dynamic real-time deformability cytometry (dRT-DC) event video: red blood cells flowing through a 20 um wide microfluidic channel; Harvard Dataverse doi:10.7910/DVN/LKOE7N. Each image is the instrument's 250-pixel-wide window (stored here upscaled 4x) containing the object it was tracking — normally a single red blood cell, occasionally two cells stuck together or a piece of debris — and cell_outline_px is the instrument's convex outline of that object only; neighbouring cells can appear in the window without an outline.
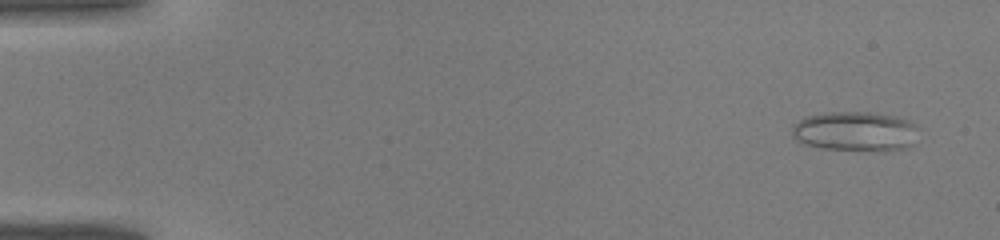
{"species": "common noctule bat (a hibernating species)", "species_latin": "Nyctalus noctula", "temperature_condition": "warm", "stored_images_in_passage": 42, "camera_frame_rate_fps": 3000, "um_per_image_px": 0.085, "animal": {"sex": "male", "body_mass_g": 19.0, "forearm_length_mm": 50.8}, "frame": {"image": 1, "passage_image": 2, "time_ms": 0.333, "image_size_px": [1000, 240], "cell_outline_px": [[912, 124], [908, 144], [904, 148], [824, 148], [808, 144], [792, 136], [792, 128], [800, 120], [808, 116], [828, 112], [868, 112], [892, 116], [904, 120]], "centroid_in_image_um": [72.52, 11.11], "position_along_channel_um": 12.5, "area_um2": 26.82}}
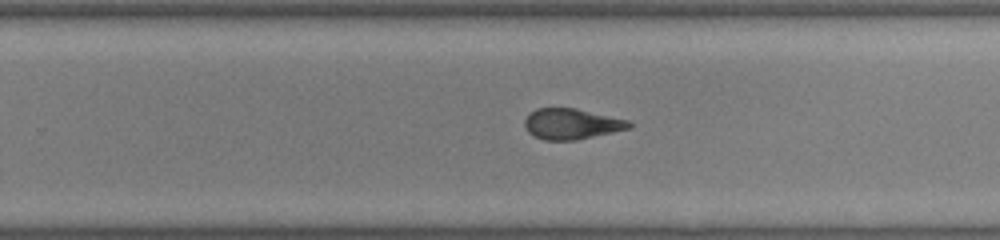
{"frame": {"image": 2, "passage_image": 27, "time_ms": 8.667, "image_size_px": [1000, 240], "cell_outline_px": [[632, 128], [576, 140], [544, 140], [528, 132], [524, 124], [524, 120], [536, 108], [576, 108], [628, 120], [632, 124]], "centroid_in_image_um": [48.6, 10.53], "position_along_channel_um": 281.2, "area_um2": 18.55}}
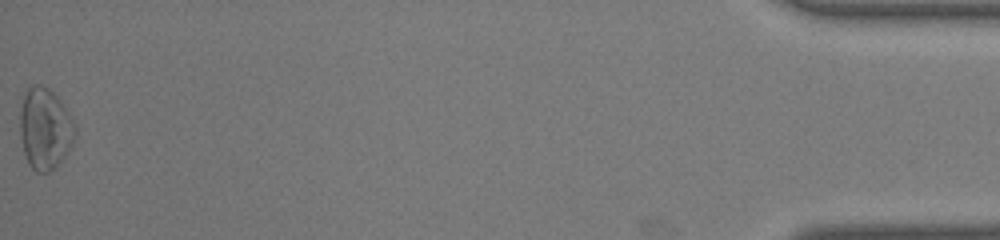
{"frame": {"image": 3, "passage_image": 42, "time_ms": 13.667, "image_size_px": [1000, 240], "cell_outline_px": [[76, 136], [72, 144], [60, 160], [48, 172], [36, 172], [28, 164], [24, 152], [20, 136], [20, 112], [24, 92], [32, 84], [40, 84], [48, 88], [56, 96], [76, 124]], "centroid_in_image_um": [3.8, 10.91], "position_along_channel_um": 431.4, "area_um2": 25.89}}